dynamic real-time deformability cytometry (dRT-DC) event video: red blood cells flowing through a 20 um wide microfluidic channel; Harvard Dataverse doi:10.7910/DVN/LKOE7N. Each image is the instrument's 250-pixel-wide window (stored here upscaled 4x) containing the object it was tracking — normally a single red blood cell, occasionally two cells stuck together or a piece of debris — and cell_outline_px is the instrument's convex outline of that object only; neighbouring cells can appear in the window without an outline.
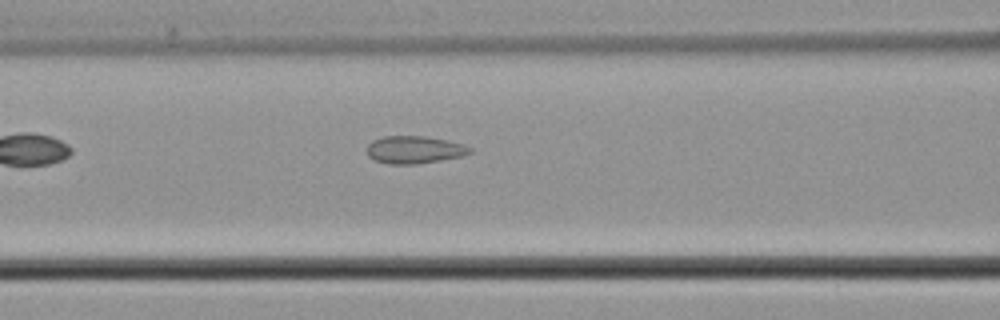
{"species": "common noctule bat (a hibernating species)", "species_latin": "Nyctalus noctula", "temperature_condition": "cold", "stored_images_in_passage": 6, "camera_frame_rate_fps": 3000, "um_per_image_px": 0.085, "animal": {"sex": "male", "body_mass_g": 21.5, "forearm_length_mm": 52.0}, "frame": {"image": 1, "passage_image": 6, "time_ms": 6.333, "image_size_px": [1000, 320], "cell_outline_px": [[472, 152], [464, 156], [416, 164], [388, 164], [376, 160], [368, 156], [368, 144], [372, 140], [384, 136], [424, 136], [448, 140], [464, 144], [472, 148]], "centroid_in_image_um": [35.25, 12.72], "position_along_channel_um": 131.3, "area_um2": 16.59}}